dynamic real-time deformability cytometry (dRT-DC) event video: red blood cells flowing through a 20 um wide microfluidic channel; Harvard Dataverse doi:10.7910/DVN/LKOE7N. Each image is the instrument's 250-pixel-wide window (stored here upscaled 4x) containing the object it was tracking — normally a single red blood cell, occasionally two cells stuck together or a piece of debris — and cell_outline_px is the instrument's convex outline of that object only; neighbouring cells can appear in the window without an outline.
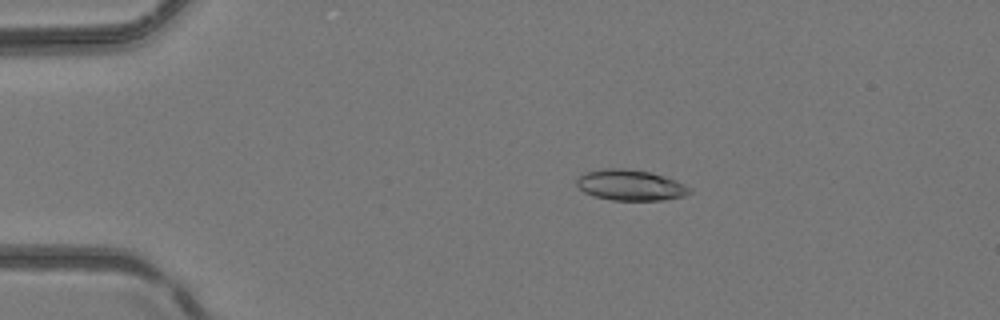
{"species": "common noctule bat (a hibernating species)", "species_latin": "Nyctalus noctula", "temperature_condition": "room temperature", "stored_images_in_passage": 4, "camera_frame_rate_fps": 3000, "um_per_image_px": 0.085, "animal": {"sex": "female", "body_mass_g": 24.6, "forearm_length_mm": 56.2}, "frame": {"image": 1, "passage_image": 3, "time_ms": 0.667, "image_size_px": [1000, 320], "cell_outline_px": [[692, 192], [684, 196], [664, 200], [612, 200], [592, 196], [584, 192], [576, 184], [576, 180], [584, 172], [604, 168], [624, 168], [648, 172], [664, 176], [676, 180], [692, 188]], "centroid_in_image_um": [53.59, 15.74], "position_along_channel_um": 31.4, "area_um2": 20.35}}